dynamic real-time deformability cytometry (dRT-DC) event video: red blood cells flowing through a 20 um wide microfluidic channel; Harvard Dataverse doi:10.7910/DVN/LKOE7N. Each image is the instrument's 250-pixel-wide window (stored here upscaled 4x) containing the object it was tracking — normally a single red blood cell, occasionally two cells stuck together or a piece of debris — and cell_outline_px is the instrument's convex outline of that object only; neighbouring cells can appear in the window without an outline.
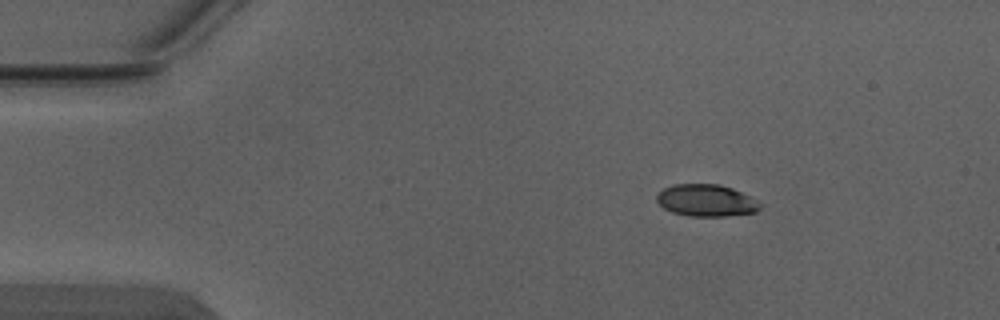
{"species": "Egyptian fruit bat (a non-hibernating species)", "species_latin": "Rousettus aegyptiacus", "temperature_condition": "warm", "stored_images_in_passage": 4, "segment_of_instrument_passage": [1, 2], "camera_frame_rate_fps": 3000, "um_per_image_px": 0.085, "animal": {"sex": "male"}, "frame": {"image": 1, "passage_image": 1, "time_ms": 0.0, "image_size_px": [1000, 320], "cell_outline_px": [[764, 204], [756, 212], [724, 216], [688, 216], [672, 212], [664, 208], [656, 200], [656, 196], [664, 188], [672, 184], [720, 184], [732, 188]], "centroid_in_image_um": [60.03, 17.04], "position_along_channel_um": 25.0, "area_um2": 19.25}}